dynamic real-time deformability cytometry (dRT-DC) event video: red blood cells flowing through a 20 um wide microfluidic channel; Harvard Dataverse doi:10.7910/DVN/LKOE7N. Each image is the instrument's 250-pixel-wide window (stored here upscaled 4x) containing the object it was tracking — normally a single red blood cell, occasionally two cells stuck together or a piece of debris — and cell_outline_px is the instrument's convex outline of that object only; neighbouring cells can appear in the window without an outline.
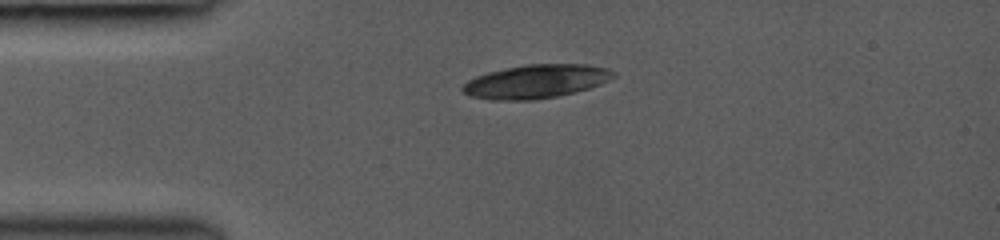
{"species": "common noctule bat (a hibernating species)", "species_latin": "Nyctalus noctula", "temperature_condition": "room temperature", "stored_images_in_passage": 35, "camera_frame_rate_fps": 3000, "um_per_image_px": 0.085, "animal": {"sex": "female", "body_mass_g": 19.0, "forearm_length_mm": 53.3}, "frame": {"image": 1, "passage_image": 1, "time_ms": 0.0, "image_size_px": [1000, 240], "cell_outline_px": [[616, 76], [600, 84], [588, 88], [556, 96], [532, 100], [488, 100], [472, 96], [464, 92], [460, 88], [468, 80], [476, 76], [488, 72], [528, 64], [588, 64], [608, 68], [616, 72]], "centroid_in_image_um": [45.57, 6.92], "position_along_channel_um": 39.4, "area_um2": 29.36}}